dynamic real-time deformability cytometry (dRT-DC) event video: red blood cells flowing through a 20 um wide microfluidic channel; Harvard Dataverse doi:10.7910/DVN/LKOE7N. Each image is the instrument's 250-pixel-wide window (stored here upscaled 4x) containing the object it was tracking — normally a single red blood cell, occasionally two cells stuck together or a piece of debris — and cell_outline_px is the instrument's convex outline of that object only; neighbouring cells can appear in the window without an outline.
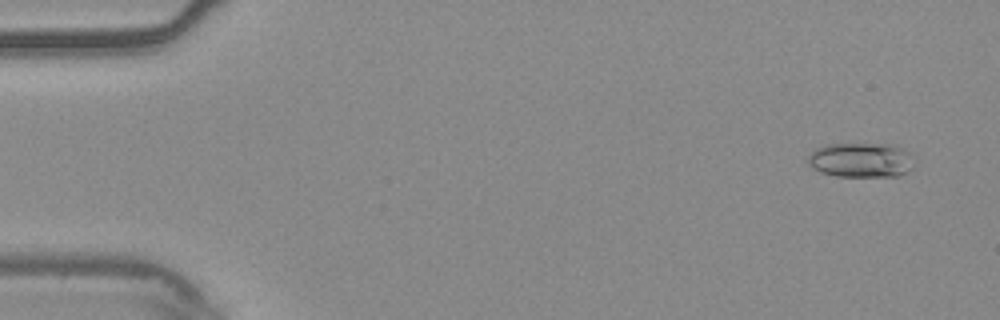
{"species": "common noctule bat (a hibernating species)", "species_latin": "Nyctalus noctula", "temperature_condition": "warm", "stored_images_in_passage": 55, "camera_frame_rate_fps": 3000, "um_per_image_px": 0.085, "animal": {"sex": "male", "body_mass_g": 20.4}, "frame": {"image": 1, "passage_image": 4, "time_ms": 1.0, "image_size_px": [1000, 320], "cell_outline_px": [[912, 168], [908, 172], [900, 176], [836, 176], [820, 172], [812, 168], [808, 164], [808, 156], [816, 148], [828, 144], [892, 144], [904, 148], [912, 156]], "centroid_in_image_um": [73.19, 13.6], "position_along_channel_um": 11.8, "area_um2": 21.62}}
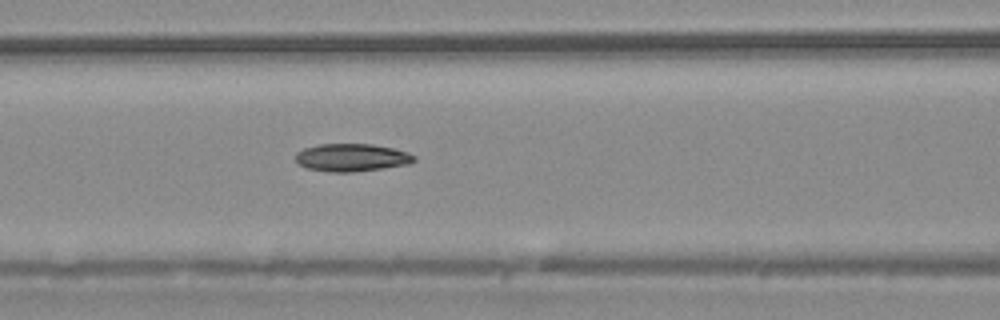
{"frame": {"image": 2, "passage_image": 24, "time_ms": 7.667, "image_size_px": [1000, 320], "cell_outline_px": [[416, 160], [408, 164], [384, 168], [352, 172], [328, 172], [308, 168], [296, 164], [296, 152], [304, 148], [320, 144], [372, 144], [392, 148], [408, 152], [416, 156]], "centroid_in_image_um": [29.88, 13.39], "position_along_channel_um": 136.7, "area_um2": 19.25}}
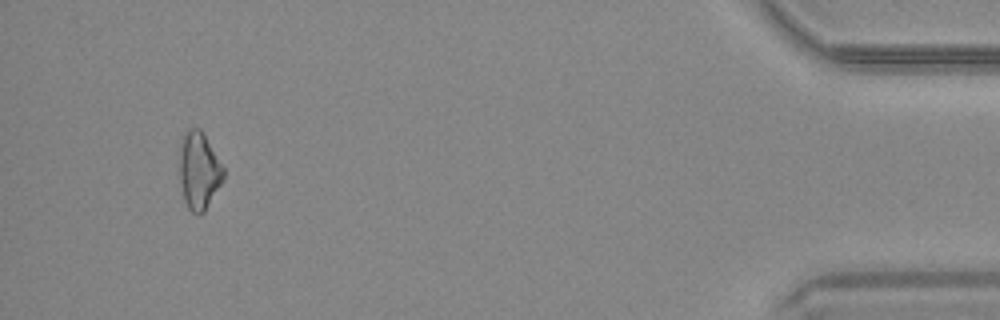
{"frame": {"image": 3, "passage_image": 52, "time_ms": 17.0, "image_size_px": [1000, 320], "cell_outline_px": [[224, 180], [204, 212], [200, 216], [192, 212], [188, 208], [184, 200], [180, 180], [180, 136], [188, 128], [200, 128], [224, 168]], "centroid_in_image_um": [16.9, 14.51], "position_along_channel_um": 418.3, "area_um2": 19.94}}